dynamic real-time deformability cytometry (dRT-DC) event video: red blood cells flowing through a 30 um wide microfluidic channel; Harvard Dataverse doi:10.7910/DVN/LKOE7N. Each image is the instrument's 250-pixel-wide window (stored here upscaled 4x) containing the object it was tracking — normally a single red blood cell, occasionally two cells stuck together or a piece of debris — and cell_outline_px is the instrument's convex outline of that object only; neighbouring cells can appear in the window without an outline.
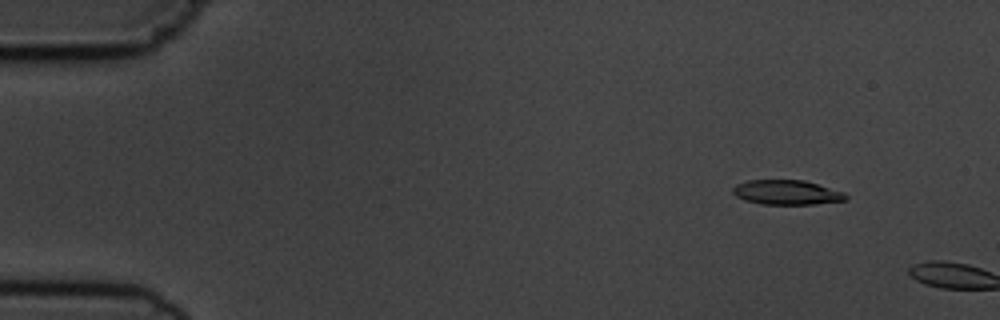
{"species": "common noctule bat (a hibernating species)", "species_latin": "Nyctalus noctula", "temperature_condition": "cold", "stored_images_in_passage": 3, "camera_frame_rate_fps": 3000, "um_per_image_px": 0.085, "animal": {"sex": "male", "body_mass_g": 19.5, "forearm_length_mm": 54.6}, "frame": {"image": 1, "passage_image": 2, "time_ms": 1.0, "image_size_px": [1000, 320], "cell_outline_px": [[848, 200], [812, 204], [760, 204], [744, 200], [736, 196], [732, 192], [732, 188], [736, 184], [748, 180], [804, 180], [844, 192], [848, 196]], "centroid_in_image_um": [66.86, 16.35], "position_along_channel_um": 18.1, "area_um2": 16.24}}